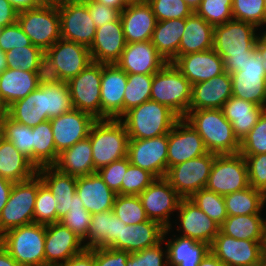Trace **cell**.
<instances>
[{"label":"cell","mask_w":266,"mask_h":266,"mask_svg":"<svg viewBox=\"0 0 266 266\" xmlns=\"http://www.w3.org/2000/svg\"><path fill=\"white\" fill-rule=\"evenodd\" d=\"M257 30L253 24L235 19L214 26L213 49L223 58L227 73L242 69L256 51Z\"/></svg>","instance_id":"6da1fadb"},{"label":"cell","mask_w":266,"mask_h":266,"mask_svg":"<svg viewBox=\"0 0 266 266\" xmlns=\"http://www.w3.org/2000/svg\"><path fill=\"white\" fill-rule=\"evenodd\" d=\"M184 118L202 137L208 152L216 155L239 153L240 142L222 109L189 110Z\"/></svg>","instance_id":"7a4b0ae2"},{"label":"cell","mask_w":266,"mask_h":266,"mask_svg":"<svg viewBox=\"0 0 266 266\" xmlns=\"http://www.w3.org/2000/svg\"><path fill=\"white\" fill-rule=\"evenodd\" d=\"M129 139H149L168 134L180 117L166 105L148 100L120 118Z\"/></svg>","instance_id":"3957f363"},{"label":"cell","mask_w":266,"mask_h":266,"mask_svg":"<svg viewBox=\"0 0 266 266\" xmlns=\"http://www.w3.org/2000/svg\"><path fill=\"white\" fill-rule=\"evenodd\" d=\"M94 169L127 157L129 136L120 119H98L91 127L89 137Z\"/></svg>","instance_id":"277c9868"},{"label":"cell","mask_w":266,"mask_h":266,"mask_svg":"<svg viewBox=\"0 0 266 266\" xmlns=\"http://www.w3.org/2000/svg\"><path fill=\"white\" fill-rule=\"evenodd\" d=\"M150 98L184 118L191 103L192 84L173 63L168 62L153 74Z\"/></svg>","instance_id":"5b68a950"},{"label":"cell","mask_w":266,"mask_h":266,"mask_svg":"<svg viewBox=\"0 0 266 266\" xmlns=\"http://www.w3.org/2000/svg\"><path fill=\"white\" fill-rule=\"evenodd\" d=\"M0 244L20 266H45V225L30 223L8 230Z\"/></svg>","instance_id":"8992f818"},{"label":"cell","mask_w":266,"mask_h":266,"mask_svg":"<svg viewBox=\"0 0 266 266\" xmlns=\"http://www.w3.org/2000/svg\"><path fill=\"white\" fill-rule=\"evenodd\" d=\"M44 62L46 78L67 82L93 61L88 47L61 38L45 51Z\"/></svg>","instance_id":"52a82bcc"},{"label":"cell","mask_w":266,"mask_h":266,"mask_svg":"<svg viewBox=\"0 0 266 266\" xmlns=\"http://www.w3.org/2000/svg\"><path fill=\"white\" fill-rule=\"evenodd\" d=\"M17 22L33 45L44 52L61 39L60 16L56 4H42L18 12Z\"/></svg>","instance_id":"ba28073f"},{"label":"cell","mask_w":266,"mask_h":266,"mask_svg":"<svg viewBox=\"0 0 266 266\" xmlns=\"http://www.w3.org/2000/svg\"><path fill=\"white\" fill-rule=\"evenodd\" d=\"M38 191V175L14 183L8 201L0 213V236L23 225L34 222V208Z\"/></svg>","instance_id":"9c48e42d"},{"label":"cell","mask_w":266,"mask_h":266,"mask_svg":"<svg viewBox=\"0 0 266 266\" xmlns=\"http://www.w3.org/2000/svg\"><path fill=\"white\" fill-rule=\"evenodd\" d=\"M102 63L92 62L78 75L69 79V93L74 109L101 119Z\"/></svg>","instance_id":"30bf717a"},{"label":"cell","mask_w":266,"mask_h":266,"mask_svg":"<svg viewBox=\"0 0 266 266\" xmlns=\"http://www.w3.org/2000/svg\"><path fill=\"white\" fill-rule=\"evenodd\" d=\"M247 187L249 181L245 158L240 153L216 155L205 188L225 196Z\"/></svg>","instance_id":"8fae6325"},{"label":"cell","mask_w":266,"mask_h":266,"mask_svg":"<svg viewBox=\"0 0 266 266\" xmlns=\"http://www.w3.org/2000/svg\"><path fill=\"white\" fill-rule=\"evenodd\" d=\"M216 154L211 152L170 167L165 178L182 198H190L204 189Z\"/></svg>","instance_id":"7c38bea8"},{"label":"cell","mask_w":266,"mask_h":266,"mask_svg":"<svg viewBox=\"0 0 266 266\" xmlns=\"http://www.w3.org/2000/svg\"><path fill=\"white\" fill-rule=\"evenodd\" d=\"M57 6L61 38L90 48L97 28L87 5L82 0H63Z\"/></svg>","instance_id":"4fadbf2b"},{"label":"cell","mask_w":266,"mask_h":266,"mask_svg":"<svg viewBox=\"0 0 266 266\" xmlns=\"http://www.w3.org/2000/svg\"><path fill=\"white\" fill-rule=\"evenodd\" d=\"M232 96L266 109V64L255 51L239 71L231 74Z\"/></svg>","instance_id":"5bb4252c"},{"label":"cell","mask_w":266,"mask_h":266,"mask_svg":"<svg viewBox=\"0 0 266 266\" xmlns=\"http://www.w3.org/2000/svg\"><path fill=\"white\" fill-rule=\"evenodd\" d=\"M138 196L150 220L159 222L164 228L172 229L170 217L178 210L182 197L165 177L156 178Z\"/></svg>","instance_id":"9a60e30c"},{"label":"cell","mask_w":266,"mask_h":266,"mask_svg":"<svg viewBox=\"0 0 266 266\" xmlns=\"http://www.w3.org/2000/svg\"><path fill=\"white\" fill-rule=\"evenodd\" d=\"M264 244L235 239L219 232L210 245V252L225 266H252L265 258Z\"/></svg>","instance_id":"2e32d148"},{"label":"cell","mask_w":266,"mask_h":266,"mask_svg":"<svg viewBox=\"0 0 266 266\" xmlns=\"http://www.w3.org/2000/svg\"><path fill=\"white\" fill-rule=\"evenodd\" d=\"M168 134L149 139H129L130 163L152 173L156 178L167 173Z\"/></svg>","instance_id":"e0dca14e"},{"label":"cell","mask_w":266,"mask_h":266,"mask_svg":"<svg viewBox=\"0 0 266 266\" xmlns=\"http://www.w3.org/2000/svg\"><path fill=\"white\" fill-rule=\"evenodd\" d=\"M206 153L202 137L185 118H180L168 133L167 170Z\"/></svg>","instance_id":"ac0fdd59"},{"label":"cell","mask_w":266,"mask_h":266,"mask_svg":"<svg viewBox=\"0 0 266 266\" xmlns=\"http://www.w3.org/2000/svg\"><path fill=\"white\" fill-rule=\"evenodd\" d=\"M95 121L93 116L78 109H72L50 119L56 152L60 154L77 142L88 138Z\"/></svg>","instance_id":"d6986e66"},{"label":"cell","mask_w":266,"mask_h":266,"mask_svg":"<svg viewBox=\"0 0 266 266\" xmlns=\"http://www.w3.org/2000/svg\"><path fill=\"white\" fill-rule=\"evenodd\" d=\"M85 249L83 240L60 222L45 225V266H58Z\"/></svg>","instance_id":"ffe728a7"},{"label":"cell","mask_w":266,"mask_h":266,"mask_svg":"<svg viewBox=\"0 0 266 266\" xmlns=\"http://www.w3.org/2000/svg\"><path fill=\"white\" fill-rule=\"evenodd\" d=\"M177 213H179L177 215L180 222L177 231H182L181 236L211 245L220 232V225L210 219L189 198L181 199Z\"/></svg>","instance_id":"44dd1931"},{"label":"cell","mask_w":266,"mask_h":266,"mask_svg":"<svg viewBox=\"0 0 266 266\" xmlns=\"http://www.w3.org/2000/svg\"><path fill=\"white\" fill-rule=\"evenodd\" d=\"M127 73L116 64H102L101 119H119L123 115V99Z\"/></svg>","instance_id":"7402d4cb"},{"label":"cell","mask_w":266,"mask_h":266,"mask_svg":"<svg viewBox=\"0 0 266 266\" xmlns=\"http://www.w3.org/2000/svg\"><path fill=\"white\" fill-rule=\"evenodd\" d=\"M172 63L192 85L225 72L223 58L214 49L181 55Z\"/></svg>","instance_id":"603a6c76"},{"label":"cell","mask_w":266,"mask_h":266,"mask_svg":"<svg viewBox=\"0 0 266 266\" xmlns=\"http://www.w3.org/2000/svg\"><path fill=\"white\" fill-rule=\"evenodd\" d=\"M166 63L150 40L127 43L115 64L127 74H154Z\"/></svg>","instance_id":"cb8c5ba5"},{"label":"cell","mask_w":266,"mask_h":266,"mask_svg":"<svg viewBox=\"0 0 266 266\" xmlns=\"http://www.w3.org/2000/svg\"><path fill=\"white\" fill-rule=\"evenodd\" d=\"M126 40L120 17L96 29L95 38L90 46L93 62L102 64H115L126 47Z\"/></svg>","instance_id":"d4e9b609"},{"label":"cell","mask_w":266,"mask_h":266,"mask_svg":"<svg viewBox=\"0 0 266 266\" xmlns=\"http://www.w3.org/2000/svg\"><path fill=\"white\" fill-rule=\"evenodd\" d=\"M231 96V74L225 71L207 81L192 85L189 110L222 109Z\"/></svg>","instance_id":"484cf974"},{"label":"cell","mask_w":266,"mask_h":266,"mask_svg":"<svg viewBox=\"0 0 266 266\" xmlns=\"http://www.w3.org/2000/svg\"><path fill=\"white\" fill-rule=\"evenodd\" d=\"M126 43L150 41L157 24L151 5L144 3L128 4L120 13Z\"/></svg>","instance_id":"4316f807"},{"label":"cell","mask_w":266,"mask_h":266,"mask_svg":"<svg viewBox=\"0 0 266 266\" xmlns=\"http://www.w3.org/2000/svg\"><path fill=\"white\" fill-rule=\"evenodd\" d=\"M164 231L165 228L159 222L150 219L135 225H126L122 221L121 238L110 247L130 253L144 250L160 243Z\"/></svg>","instance_id":"83f0119b"},{"label":"cell","mask_w":266,"mask_h":266,"mask_svg":"<svg viewBox=\"0 0 266 266\" xmlns=\"http://www.w3.org/2000/svg\"><path fill=\"white\" fill-rule=\"evenodd\" d=\"M76 192L84 208L91 214L113 210L117 194L108 187L97 172L77 177Z\"/></svg>","instance_id":"f1b7e54d"},{"label":"cell","mask_w":266,"mask_h":266,"mask_svg":"<svg viewBox=\"0 0 266 266\" xmlns=\"http://www.w3.org/2000/svg\"><path fill=\"white\" fill-rule=\"evenodd\" d=\"M44 77L45 72L7 68L0 73V98L9 107L34 91Z\"/></svg>","instance_id":"f546056e"},{"label":"cell","mask_w":266,"mask_h":266,"mask_svg":"<svg viewBox=\"0 0 266 266\" xmlns=\"http://www.w3.org/2000/svg\"><path fill=\"white\" fill-rule=\"evenodd\" d=\"M37 175L58 201L56 211L59 222L71 208L72 197L76 193L77 177L61 173L53 166L38 168Z\"/></svg>","instance_id":"4dcf8cb0"},{"label":"cell","mask_w":266,"mask_h":266,"mask_svg":"<svg viewBox=\"0 0 266 266\" xmlns=\"http://www.w3.org/2000/svg\"><path fill=\"white\" fill-rule=\"evenodd\" d=\"M265 110L250 101L231 96L223 105L224 117L232 124L235 137L241 142Z\"/></svg>","instance_id":"1f68e13d"},{"label":"cell","mask_w":266,"mask_h":266,"mask_svg":"<svg viewBox=\"0 0 266 266\" xmlns=\"http://www.w3.org/2000/svg\"><path fill=\"white\" fill-rule=\"evenodd\" d=\"M37 167L19 152L12 142L0 138V176L14 183L23 182L37 174Z\"/></svg>","instance_id":"d6a6232c"},{"label":"cell","mask_w":266,"mask_h":266,"mask_svg":"<svg viewBox=\"0 0 266 266\" xmlns=\"http://www.w3.org/2000/svg\"><path fill=\"white\" fill-rule=\"evenodd\" d=\"M8 115L13 120L32 128L49 120L46 117L45 77L34 91L8 107Z\"/></svg>","instance_id":"836d02e7"},{"label":"cell","mask_w":266,"mask_h":266,"mask_svg":"<svg viewBox=\"0 0 266 266\" xmlns=\"http://www.w3.org/2000/svg\"><path fill=\"white\" fill-rule=\"evenodd\" d=\"M121 232L122 221L112 210L95 213L91 215L90 229L83 243L86 249L109 248L121 238Z\"/></svg>","instance_id":"e575fe53"},{"label":"cell","mask_w":266,"mask_h":266,"mask_svg":"<svg viewBox=\"0 0 266 266\" xmlns=\"http://www.w3.org/2000/svg\"><path fill=\"white\" fill-rule=\"evenodd\" d=\"M53 167L61 173L74 177L95 173L90 139L86 138L62 151Z\"/></svg>","instance_id":"d590c367"},{"label":"cell","mask_w":266,"mask_h":266,"mask_svg":"<svg viewBox=\"0 0 266 266\" xmlns=\"http://www.w3.org/2000/svg\"><path fill=\"white\" fill-rule=\"evenodd\" d=\"M214 27L193 12L185 18L178 56L213 49Z\"/></svg>","instance_id":"8d00e7d4"},{"label":"cell","mask_w":266,"mask_h":266,"mask_svg":"<svg viewBox=\"0 0 266 266\" xmlns=\"http://www.w3.org/2000/svg\"><path fill=\"white\" fill-rule=\"evenodd\" d=\"M174 238L165 242L168 266H199L210 252V245L207 243L181 235H174Z\"/></svg>","instance_id":"74e56055"},{"label":"cell","mask_w":266,"mask_h":266,"mask_svg":"<svg viewBox=\"0 0 266 266\" xmlns=\"http://www.w3.org/2000/svg\"><path fill=\"white\" fill-rule=\"evenodd\" d=\"M184 28L185 18L157 21L151 42L167 63H172L178 57Z\"/></svg>","instance_id":"f35d334b"},{"label":"cell","mask_w":266,"mask_h":266,"mask_svg":"<svg viewBox=\"0 0 266 266\" xmlns=\"http://www.w3.org/2000/svg\"><path fill=\"white\" fill-rule=\"evenodd\" d=\"M261 215L227 216L220 225V232L235 239L265 242L266 218Z\"/></svg>","instance_id":"ab89813d"},{"label":"cell","mask_w":266,"mask_h":266,"mask_svg":"<svg viewBox=\"0 0 266 266\" xmlns=\"http://www.w3.org/2000/svg\"><path fill=\"white\" fill-rule=\"evenodd\" d=\"M223 197L228 216L262 214L266 205V194L251 186Z\"/></svg>","instance_id":"60d3db41"},{"label":"cell","mask_w":266,"mask_h":266,"mask_svg":"<svg viewBox=\"0 0 266 266\" xmlns=\"http://www.w3.org/2000/svg\"><path fill=\"white\" fill-rule=\"evenodd\" d=\"M33 164L38 168L53 166L59 154L56 152L50 120L32 128Z\"/></svg>","instance_id":"b9f144b4"},{"label":"cell","mask_w":266,"mask_h":266,"mask_svg":"<svg viewBox=\"0 0 266 266\" xmlns=\"http://www.w3.org/2000/svg\"><path fill=\"white\" fill-rule=\"evenodd\" d=\"M45 103L49 120L74 109L68 84L45 77Z\"/></svg>","instance_id":"7bdbcfd3"},{"label":"cell","mask_w":266,"mask_h":266,"mask_svg":"<svg viewBox=\"0 0 266 266\" xmlns=\"http://www.w3.org/2000/svg\"><path fill=\"white\" fill-rule=\"evenodd\" d=\"M5 54L7 66L10 69H21L28 72H45V52L33 44L13 48Z\"/></svg>","instance_id":"ee69618b"},{"label":"cell","mask_w":266,"mask_h":266,"mask_svg":"<svg viewBox=\"0 0 266 266\" xmlns=\"http://www.w3.org/2000/svg\"><path fill=\"white\" fill-rule=\"evenodd\" d=\"M153 74H127L123 99V114L129 109L151 100Z\"/></svg>","instance_id":"f6af8a7d"},{"label":"cell","mask_w":266,"mask_h":266,"mask_svg":"<svg viewBox=\"0 0 266 266\" xmlns=\"http://www.w3.org/2000/svg\"><path fill=\"white\" fill-rule=\"evenodd\" d=\"M2 137L13 143L16 149L33 163V132L28 127L13 120L9 115L1 124Z\"/></svg>","instance_id":"bcb514c9"},{"label":"cell","mask_w":266,"mask_h":266,"mask_svg":"<svg viewBox=\"0 0 266 266\" xmlns=\"http://www.w3.org/2000/svg\"><path fill=\"white\" fill-rule=\"evenodd\" d=\"M114 214L127 224H140L149 220L138 195H116Z\"/></svg>","instance_id":"7dc6e473"},{"label":"cell","mask_w":266,"mask_h":266,"mask_svg":"<svg viewBox=\"0 0 266 266\" xmlns=\"http://www.w3.org/2000/svg\"><path fill=\"white\" fill-rule=\"evenodd\" d=\"M91 215L92 214L84 208V204L76 192L72 197L71 208H69L67 214L62 217L59 222L63 226L68 227L84 241L90 229Z\"/></svg>","instance_id":"c3c4849f"},{"label":"cell","mask_w":266,"mask_h":266,"mask_svg":"<svg viewBox=\"0 0 266 266\" xmlns=\"http://www.w3.org/2000/svg\"><path fill=\"white\" fill-rule=\"evenodd\" d=\"M189 199L219 225L226 220L228 215L222 195L204 188L194 193Z\"/></svg>","instance_id":"681fc988"},{"label":"cell","mask_w":266,"mask_h":266,"mask_svg":"<svg viewBox=\"0 0 266 266\" xmlns=\"http://www.w3.org/2000/svg\"><path fill=\"white\" fill-rule=\"evenodd\" d=\"M57 204L58 201L54 198L50 189L38 176V191L34 208V222L43 225L57 223Z\"/></svg>","instance_id":"f907efd6"},{"label":"cell","mask_w":266,"mask_h":266,"mask_svg":"<svg viewBox=\"0 0 266 266\" xmlns=\"http://www.w3.org/2000/svg\"><path fill=\"white\" fill-rule=\"evenodd\" d=\"M195 13L210 25H222L233 19L232 0H202Z\"/></svg>","instance_id":"816d5d0a"},{"label":"cell","mask_w":266,"mask_h":266,"mask_svg":"<svg viewBox=\"0 0 266 266\" xmlns=\"http://www.w3.org/2000/svg\"><path fill=\"white\" fill-rule=\"evenodd\" d=\"M233 19L253 24L257 28L264 25V0H232Z\"/></svg>","instance_id":"f5cc1de1"},{"label":"cell","mask_w":266,"mask_h":266,"mask_svg":"<svg viewBox=\"0 0 266 266\" xmlns=\"http://www.w3.org/2000/svg\"><path fill=\"white\" fill-rule=\"evenodd\" d=\"M170 230L169 227L165 228L162 241L157 245L130 253L126 260V266H168L167 250L161 245L166 240L165 237Z\"/></svg>","instance_id":"db71d44e"},{"label":"cell","mask_w":266,"mask_h":266,"mask_svg":"<svg viewBox=\"0 0 266 266\" xmlns=\"http://www.w3.org/2000/svg\"><path fill=\"white\" fill-rule=\"evenodd\" d=\"M156 177L145 169L132 164L128 166L121 183V190L118 195H139L142 193Z\"/></svg>","instance_id":"11a10c76"},{"label":"cell","mask_w":266,"mask_h":266,"mask_svg":"<svg viewBox=\"0 0 266 266\" xmlns=\"http://www.w3.org/2000/svg\"><path fill=\"white\" fill-rule=\"evenodd\" d=\"M241 155H256L266 153V109L260 115L257 123L240 142Z\"/></svg>","instance_id":"9f6ffc18"},{"label":"cell","mask_w":266,"mask_h":266,"mask_svg":"<svg viewBox=\"0 0 266 266\" xmlns=\"http://www.w3.org/2000/svg\"><path fill=\"white\" fill-rule=\"evenodd\" d=\"M157 21L189 17L193 11L184 0H147Z\"/></svg>","instance_id":"6f0895ef"},{"label":"cell","mask_w":266,"mask_h":266,"mask_svg":"<svg viewBox=\"0 0 266 266\" xmlns=\"http://www.w3.org/2000/svg\"><path fill=\"white\" fill-rule=\"evenodd\" d=\"M242 156L248 167L249 186L266 194V153Z\"/></svg>","instance_id":"680465c9"},{"label":"cell","mask_w":266,"mask_h":266,"mask_svg":"<svg viewBox=\"0 0 266 266\" xmlns=\"http://www.w3.org/2000/svg\"><path fill=\"white\" fill-rule=\"evenodd\" d=\"M130 164L128 157H125L101 167L96 172L108 187L117 194L121 190L123 176H125V172Z\"/></svg>","instance_id":"91938a15"},{"label":"cell","mask_w":266,"mask_h":266,"mask_svg":"<svg viewBox=\"0 0 266 266\" xmlns=\"http://www.w3.org/2000/svg\"><path fill=\"white\" fill-rule=\"evenodd\" d=\"M30 45H32L30 38L23 32L18 22L1 29L0 49L5 53L13 48Z\"/></svg>","instance_id":"94428289"},{"label":"cell","mask_w":266,"mask_h":266,"mask_svg":"<svg viewBox=\"0 0 266 266\" xmlns=\"http://www.w3.org/2000/svg\"><path fill=\"white\" fill-rule=\"evenodd\" d=\"M82 1L87 5L96 28H99L103 24L114 22L120 17V12L112 7L105 6L94 0Z\"/></svg>","instance_id":"6125c7cd"},{"label":"cell","mask_w":266,"mask_h":266,"mask_svg":"<svg viewBox=\"0 0 266 266\" xmlns=\"http://www.w3.org/2000/svg\"><path fill=\"white\" fill-rule=\"evenodd\" d=\"M130 252L114 248H95V266H126Z\"/></svg>","instance_id":"be15d7a7"},{"label":"cell","mask_w":266,"mask_h":266,"mask_svg":"<svg viewBox=\"0 0 266 266\" xmlns=\"http://www.w3.org/2000/svg\"><path fill=\"white\" fill-rule=\"evenodd\" d=\"M58 266H95V248L85 249Z\"/></svg>","instance_id":"e7e4bbea"},{"label":"cell","mask_w":266,"mask_h":266,"mask_svg":"<svg viewBox=\"0 0 266 266\" xmlns=\"http://www.w3.org/2000/svg\"><path fill=\"white\" fill-rule=\"evenodd\" d=\"M18 11L7 1L0 0V27L12 25L17 22Z\"/></svg>","instance_id":"03108f58"},{"label":"cell","mask_w":266,"mask_h":266,"mask_svg":"<svg viewBox=\"0 0 266 266\" xmlns=\"http://www.w3.org/2000/svg\"><path fill=\"white\" fill-rule=\"evenodd\" d=\"M14 182L0 176V213L8 201Z\"/></svg>","instance_id":"003e7915"},{"label":"cell","mask_w":266,"mask_h":266,"mask_svg":"<svg viewBox=\"0 0 266 266\" xmlns=\"http://www.w3.org/2000/svg\"><path fill=\"white\" fill-rule=\"evenodd\" d=\"M18 12L35 9L42 5L39 0H7Z\"/></svg>","instance_id":"a7ac6f4b"},{"label":"cell","mask_w":266,"mask_h":266,"mask_svg":"<svg viewBox=\"0 0 266 266\" xmlns=\"http://www.w3.org/2000/svg\"><path fill=\"white\" fill-rule=\"evenodd\" d=\"M256 52L266 64V31L262 32L261 35L257 34Z\"/></svg>","instance_id":"89a4df30"},{"label":"cell","mask_w":266,"mask_h":266,"mask_svg":"<svg viewBox=\"0 0 266 266\" xmlns=\"http://www.w3.org/2000/svg\"><path fill=\"white\" fill-rule=\"evenodd\" d=\"M0 266H20L0 244Z\"/></svg>","instance_id":"2644e50d"},{"label":"cell","mask_w":266,"mask_h":266,"mask_svg":"<svg viewBox=\"0 0 266 266\" xmlns=\"http://www.w3.org/2000/svg\"><path fill=\"white\" fill-rule=\"evenodd\" d=\"M100 4H103L108 7H112L118 10L120 13L127 7V4L124 0H94Z\"/></svg>","instance_id":"8c879c8a"},{"label":"cell","mask_w":266,"mask_h":266,"mask_svg":"<svg viewBox=\"0 0 266 266\" xmlns=\"http://www.w3.org/2000/svg\"><path fill=\"white\" fill-rule=\"evenodd\" d=\"M199 266H225L216 256L209 252L203 260L200 262Z\"/></svg>","instance_id":"753ad0ef"},{"label":"cell","mask_w":266,"mask_h":266,"mask_svg":"<svg viewBox=\"0 0 266 266\" xmlns=\"http://www.w3.org/2000/svg\"><path fill=\"white\" fill-rule=\"evenodd\" d=\"M7 116H8V106L0 98V126Z\"/></svg>","instance_id":"34e18365"},{"label":"cell","mask_w":266,"mask_h":266,"mask_svg":"<svg viewBox=\"0 0 266 266\" xmlns=\"http://www.w3.org/2000/svg\"><path fill=\"white\" fill-rule=\"evenodd\" d=\"M7 68L8 66L6 61V54L0 49V73H2Z\"/></svg>","instance_id":"11e5206c"},{"label":"cell","mask_w":266,"mask_h":266,"mask_svg":"<svg viewBox=\"0 0 266 266\" xmlns=\"http://www.w3.org/2000/svg\"><path fill=\"white\" fill-rule=\"evenodd\" d=\"M184 1L192 9V11L195 12L202 0H184Z\"/></svg>","instance_id":"2a66077c"},{"label":"cell","mask_w":266,"mask_h":266,"mask_svg":"<svg viewBox=\"0 0 266 266\" xmlns=\"http://www.w3.org/2000/svg\"><path fill=\"white\" fill-rule=\"evenodd\" d=\"M42 4H59L63 0H39Z\"/></svg>","instance_id":"b9fcfbb0"},{"label":"cell","mask_w":266,"mask_h":266,"mask_svg":"<svg viewBox=\"0 0 266 266\" xmlns=\"http://www.w3.org/2000/svg\"><path fill=\"white\" fill-rule=\"evenodd\" d=\"M124 1L128 5V4L144 3L147 0H124Z\"/></svg>","instance_id":"09005b40"},{"label":"cell","mask_w":266,"mask_h":266,"mask_svg":"<svg viewBox=\"0 0 266 266\" xmlns=\"http://www.w3.org/2000/svg\"><path fill=\"white\" fill-rule=\"evenodd\" d=\"M252 266H266V259L264 258L260 263L252 265Z\"/></svg>","instance_id":"979ff035"},{"label":"cell","mask_w":266,"mask_h":266,"mask_svg":"<svg viewBox=\"0 0 266 266\" xmlns=\"http://www.w3.org/2000/svg\"><path fill=\"white\" fill-rule=\"evenodd\" d=\"M265 3V20H264V25L266 26V0H264Z\"/></svg>","instance_id":"deb4b68c"},{"label":"cell","mask_w":266,"mask_h":266,"mask_svg":"<svg viewBox=\"0 0 266 266\" xmlns=\"http://www.w3.org/2000/svg\"><path fill=\"white\" fill-rule=\"evenodd\" d=\"M264 251H265V259H266V235H265Z\"/></svg>","instance_id":"67dfc351"},{"label":"cell","mask_w":266,"mask_h":266,"mask_svg":"<svg viewBox=\"0 0 266 266\" xmlns=\"http://www.w3.org/2000/svg\"><path fill=\"white\" fill-rule=\"evenodd\" d=\"M2 137V129H1V126H0V138Z\"/></svg>","instance_id":"b62a3aed"}]
</instances>
